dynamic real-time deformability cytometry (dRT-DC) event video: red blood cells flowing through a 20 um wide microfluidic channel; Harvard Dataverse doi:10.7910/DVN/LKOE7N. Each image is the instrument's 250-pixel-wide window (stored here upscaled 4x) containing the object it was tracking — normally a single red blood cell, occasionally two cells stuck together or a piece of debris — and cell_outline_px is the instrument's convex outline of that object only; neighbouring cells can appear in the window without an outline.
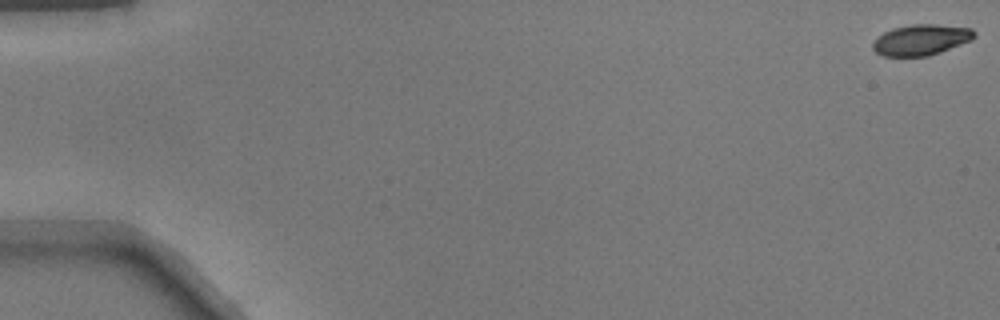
{"species": "common noctule bat (a hibernating species)", "species_latin": "Nyctalus noctula", "temperature_condition": "warm", "stored_images_in_passage": 51, "camera_frame_rate_fps": 3000, "um_per_image_px": 0.085, "animal": {"sex": "male", "body_mass_g": 17.9}, "frame": {"image": 1, "passage_image": 1, "time_ms": 0.0, "image_size_px": [1000, 320], "cell_outline_px": [[976, 36], [972, 40], [940, 52], [928, 56], [884, 56], [876, 52], [872, 48], [872, 44], [884, 32], [892, 28], [912, 24], [936, 24], [972, 28], [976, 32]], "centroid_in_image_um": [78.32, 3.38], "position_along_channel_um": 6.7, "area_um2": 18.21}}
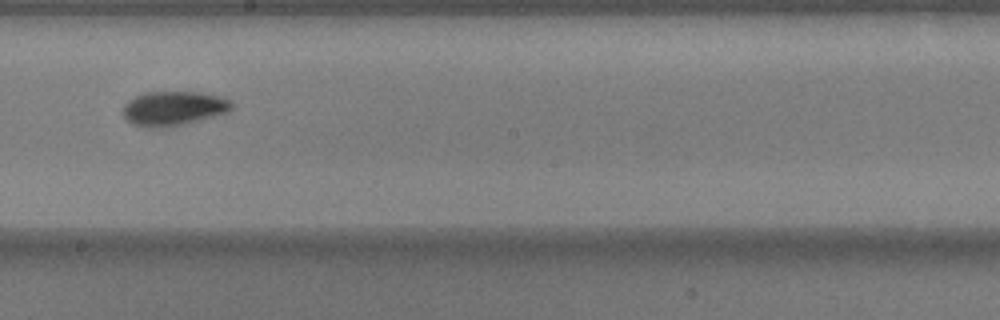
{"frame": {"image": 2, "passage_image": 30, "time_ms": 9.667, "image_size_px": [1000, 320], "cell_outline_px": [[232, 108], [228, 112], [172, 128], [144, 128], [132, 124], [124, 116], [124, 104], [128, 100], [144, 92], [200, 92], [220, 96], [228, 100], [232, 104]], "centroid_in_image_um": [14.73, 9.23], "position_along_channel_um": 233.5, "area_um2": 22.02}}
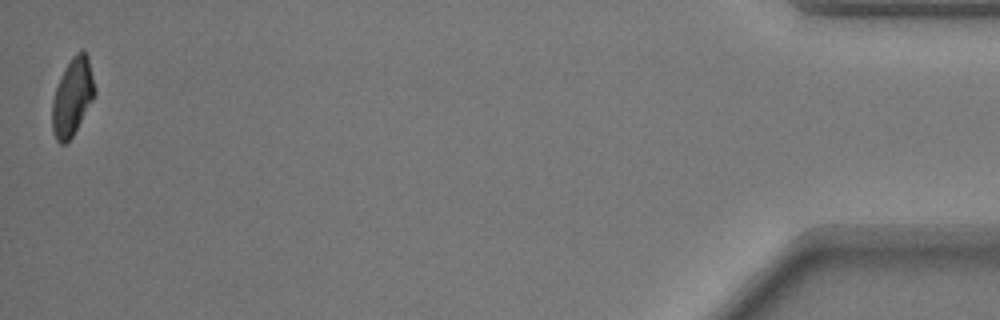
{"frame": {"image": 3, "passage_image": 51, "time_ms": 16.667, "image_size_px": [1000, 320], "cell_outline_px": [[96, 92], [92, 100], [72, 136], [64, 144], [60, 144], [56, 140], [52, 132], [52, 100], [56, 88], [64, 68], [72, 56], [76, 52], [84, 52], [88, 56], [96, 88]], "centroid_in_image_um": [6.15, 8.23], "position_along_channel_um": 429.1, "area_um2": 19.02}}